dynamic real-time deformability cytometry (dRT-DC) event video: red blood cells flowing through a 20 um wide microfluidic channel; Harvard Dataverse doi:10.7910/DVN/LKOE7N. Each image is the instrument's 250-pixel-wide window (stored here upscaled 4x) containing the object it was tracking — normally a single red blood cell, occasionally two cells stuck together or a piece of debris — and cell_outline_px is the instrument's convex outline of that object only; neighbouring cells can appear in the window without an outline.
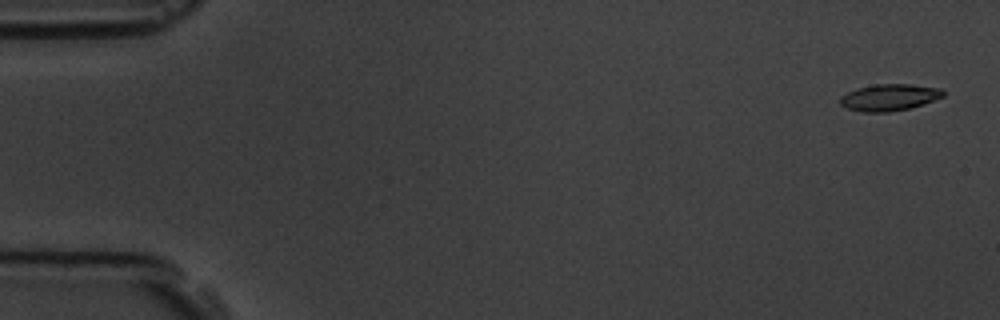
{"species": "common noctule bat (a hibernating species)", "species_latin": "Nyctalus noctula", "temperature_condition": "room temperature", "stored_images_in_passage": 6, "camera_frame_rate_fps": 3000, "um_per_image_px": 0.085, "animal": {"sex": "male", "body_mass_g": 19.5, "forearm_length_mm": 54.6}, "frame": {"image": 1, "passage_image": 1, "time_ms": 0.0, "image_size_px": [1000, 320], "cell_outline_px": [[944, 96], [908, 108], [888, 112], [864, 112], [848, 108], [840, 104], [840, 96], [856, 88], [876, 84], [912, 84], [940, 88], [944, 92]], "centroid_in_image_um": [75.56, 8.26], "position_along_channel_um": 9.4, "area_um2": 15.78}}
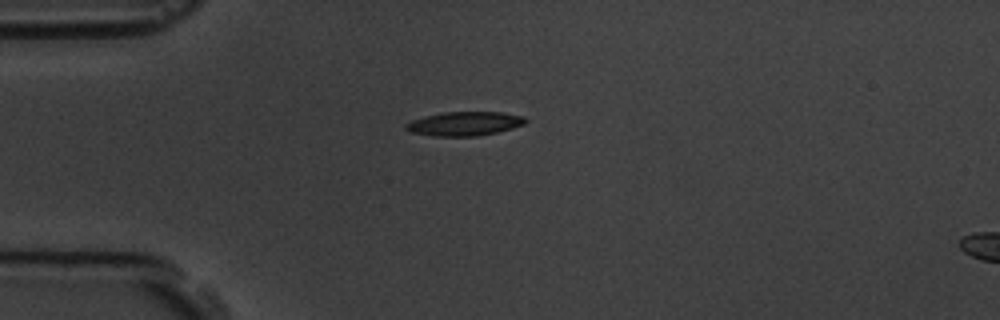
{"frame": {"image": 2, "passage_image": 5, "time_ms": 4.333, "image_size_px": [1000, 320], "cell_outline_px": [[528, 120], [524, 124], [512, 128], [496, 132], [476, 136], [436, 136], [412, 132], [404, 128], [404, 124], [412, 120], [424, 116], [444, 112], [504, 112], [524, 116]], "centroid_in_image_um": [39.49, 10.5], "position_along_channel_um": 45.5, "area_um2": 16.7}}